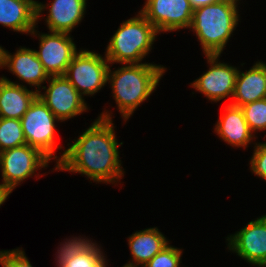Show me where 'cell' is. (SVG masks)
<instances>
[{
  "mask_svg": "<svg viewBox=\"0 0 266 267\" xmlns=\"http://www.w3.org/2000/svg\"><path fill=\"white\" fill-rule=\"evenodd\" d=\"M48 83V88L42 86L45 93L37 96L61 122L86 112L84 97L64 76H50Z\"/></svg>",
  "mask_w": 266,
  "mask_h": 267,
  "instance_id": "cell-8",
  "label": "cell"
},
{
  "mask_svg": "<svg viewBox=\"0 0 266 267\" xmlns=\"http://www.w3.org/2000/svg\"><path fill=\"white\" fill-rule=\"evenodd\" d=\"M69 35L65 32H51L38 36L39 51L35 52L49 76H64L77 53L76 45Z\"/></svg>",
  "mask_w": 266,
  "mask_h": 267,
  "instance_id": "cell-10",
  "label": "cell"
},
{
  "mask_svg": "<svg viewBox=\"0 0 266 267\" xmlns=\"http://www.w3.org/2000/svg\"><path fill=\"white\" fill-rule=\"evenodd\" d=\"M166 237L159 232L157 227L144 229L133 233L129 239V249L132 255V261L126 263L129 267H143L156 254H158L165 246L168 245ZM138 265V266H137Z\"/></svg>",
  "mask_w": 266,
  "mask_h": 267,
  "instance_id": "cell-19",
  "label": "cell"
},
{
  "mask_svg": "<svg viewBox=\"0 0 266 267\" xmlns=\"http://www.w3.org/2000/svg\"><path fill=\"white\" fill-rule=\"evenodd\" d=\"M0 264L3 267H33L23 250L0 251Z\"/></svg>",
  "mask_w": 266,
  "mask_h": 267,
  "instance_id": "cell-25",
  "label": "cell"
},
{
  "mask_svg": "<svg viewBox=\"0 0 266 267\" xmlns=\"http://www.w3.org/2000/svg\"><path fill=\"white\" fill-rule=\"evenodd\" d=\"M255 144L250 168L255 175L266 180V143Z\"/></svg>",
  "mask_w": 266,
  "mask_h": 267,
  "instance_id": "cell-26",
  "label": "cell"
},
{
  "mask_svg": "<svg viewBox=\"0 0 266 267\" xmlns=\"http://www.w3.org/2000/svg\"><path fill=\"white\" fill-rule=\"evenodd\" d=\"M4 67H7L10 72L31 87L37 86L36 92H39L41 84L50 78L39 61L35 50L25 47L18 49L14 55L2 48L1 68Z\"/></svg>",
  "mask_w": 266,
  "mask_h": 267,
  "instance_id": "cell-14",
  "label": "cell"
},
{
  "mask_svg": "<svg viewBox=\"0 0 266 267\" xmlns=\"http://www.w3.org/2000/svg\"><path fill=\"white\" fill-rule=\"evenodd\" d=\"M109 61L89 50L77 52L64 77L83 95H93L108 82Z\"/></svg>",
  "mask_w": 266,
  "mask_h": 267,
  "instance_id": "cell-5",
  "label": "cell"
},
{
  "mask_svg": "<svg viewBox=\"0 0 266 267\" xmlns=\"http://www.w3.org/2000/svg\"><path fill=\"white\" fill-rule=\"evenodd\" d=\"M139 12L159 34L189 28L193 16L189 0H146Z\"/></svg>",
  "mask_w": 266,
  "mask_h": 267,
  "instance_id": "cell-9",
  "label": "cell"
},
{
  "mask_svg": "<svg viewBox=\"0 0 266 267\" xmlns=\"http://www.w3.org/2000/svg\"><path fill=\"white\" fill-rule=\"evenodd\" d=\"M1 62H2V47L0 46V67H1Z\"/></svg>",
  "mask_w": 266,
  "mask_h": 267,
  "instance_id": "cell-29",
  "label": "cell"
},
{
  "mask_svg": "<svg viewBox=\"0 0 266 267\" xmlns=\"http://www.w3.org/2000/svg\"><path fill=\"white\" fill-rule=\"evenodd\" d=\"M110 115L104 111L61 157L55 156V169L81 173L96 183L118 182L124 175L118 151L123 142H117Z\"/></svg>",
  "mask_w": 266,
  "mask_h": 267,
  "instance_id": "cell-1",
  "label": "cell"
},
{
  "mask_svg": "<svg viewBox=\"0 0 266 267\" xmlns=\"http://www.w3.org/2000/svg\"><path fill=\"white\" fill-rule=\"evenodd\" d=\"M46 7L34 0H0V24L36 36V24Z\"/></svg>",
  "mask_w": 266,
  "mask_h": 267,
  "instance_id": "cell-13",
  "label": "cell"
},
{
  "mask_svg": "<svg viewBox=\"0 0 266 267\" xmlns=\"http://www.w3.org/2000/svg\"><path fill=\"white\" fill-rule=\"evenodd\" d=\"M86 10V0H53L46 18L50 32L69 33L81 22Z\"/></svg>",
  "mask_w": 266,
  "mask_h": 267,
  "instance_id": "cell-18",
  "label": "cell"
},
{
  "mask_svg": "<svg viewBox=\"0 0 266 267\" xmlns=\"http://www.w3.org/2000/svg\"><path fill=\"white\" fill-rule=\"evenodd\" d=\"M237 1L221 0L193 9V29L206 55H221L239 21Z\"/></svg>",
  "mask_w": 266,
  "mask_h": 267,
  "instance_id": "cell-3",
  "label": "cell"
},
{
  "mask_svg": "<svg viewBox=\"0 0 266 267\" xmlns=\"http://www.w3.org/2000/svg\"><path fill=\"white\" fill-rule=\"evenodd\" d=\"M157 34L155 27L140 12L126 20L107 45L105 56L109 64H140L151 51Z\"/></svg>",
  "mask_w": 266,
  "mask_h": 267,
  "instance_id": "cell-4",
  "label": "cell"
},
{
  "mask_svg": "<svg viewBox=\"0 0 266 267\" xmlns=\"http://www.w3.org/2000/svg\"><path fill=\"white\" fill-rule=\"evenodd\" d=\"M27 144L21 121L0 118V152Z\"/></svg>",
  "mask_w": 266,
  "mask_h": 267,
  "instance_id": "cell-20",
  "label": "cell"
},
{
  "mask_svg": "<svg viewBox=\"0 0 266 267\" xmlns=\"http://www.w3.org/2000/svg\"><path fill=\"white\" fill-rule=\"evenodd\" d=\"M210 68L191 86L204 94L209 100L219 102L233 96L238 69L226 63L218 62L219 55H206Z\"/></svg>",
  "mask_w": 266,
  "mask_h": 267,
  "instance_id": "cell-12",
  "label": "cell"
},
{
  "mask_svg": "<svg viewBox=\"0 0 266 267\" xmlns=\"http://www.w3.org/2000/svg\"><path fill=\"white\" fill-rule=\"evenodd\" d=\"M60 121L38 96L20 119L26 142L50 160L55 149H62L55 141V121Z\"/></svg>",
  "mask_w": 266,
  "mask_h": 267,
  "instance_id": "cell-6",
  "label": "cell"
},
{
  "mask_svg": "<svg viewBox=\"0 0 266 267\" xmlns=\"http://www.w3.org/2000/svg\"><path fill=\"white\" fill-rule=\"evenodd\" d=\"M165 70L151 63L126 64L113 72L109 67L108 83L124 121L153 93Z\"/></svg>",
  "mask_w": 266,
  "mask_h": 267,
  "instance_id": "cell-2",
  "label": "cell"
},
{
  "mask_svg": "<svg viewBox=\"0 0 266 267\" xmlns=\"http://www.w3.org/2000/svg\"><path fill=\"white\" fill-rule=\"evenodd\" d=\"M101 248L97 245L87 252H80L74 257H71L57 267H105L106 258L103 255Z\"/></svg>",
  "mask_w": 266,
  "mask_h": 267,
  "instance_id": "cell-22",
  "label": "cell"
},
{
  "mask_svg": "<svg viewBox=\"0 0 266 267\" xmlns=\"http://www.w3.org/2000/svg\"><path fill=\"white\" fill-rule=\"evenodd\" d=\"M224 111L215 125V132L230 146L248 147L253 137H256L251 132L241 107L229 103Z\"/></svg>",
  "mask_w": 266,
  "mask_h": 267,
  "instance_id": "cell-16",
  "label": "cell"
},
{
  "mask_svg": "<svg viewBox=\"0 0 266 267\" xmlns=\"http://www.w3.org/2000/svg\"><path fill=\"white\" fill-rule=\"evenodd\" d=\"M50 159L37 148L24 144L0 152L2 186L11 193L13 189L35 171L47 167ZM39 168V169H38Z\"/></svg>",
  "mask_w": 266,
  "mask_h": 267,
  "instance_id": "cell-7",
  "label": "cell"
},
{
  "mask_svg": "<svg viewBox=\"0 0 266 267\" xmlns=\"http://www.w3.org/2000/svg\"><path fill=\"white\" fill-rule=\"evenodd\" d=\"M38 92L15 83L5 77L0 78V118L21 119Z\"/></svg>",
  "mask_w": 266,
  "mask_h": 267,
  "instance_id": "cell-17",
  "label": "cell"
},
{
  "mask_svg": "<svg viewBox=\"0 0 266 267\" xmlns=\"http://www.w3.org/2000/svg\"><path fill=\"white\" fill-rule=\"evenodd\" d=\"M244 118L251 130H266V98L241 106Z\"/></svg>",
  "mask_w": 266,
  "mask_h": 267,
  "instance_id": "cell-21",
  "label": "cell"
},
{
  "mask_svg": "<svg viewBox=\"0 0 266 267\" xmlns=\"http://www.w3.org/2000/svg\"><path fill=\"white\" fill-rule=\"evenodd\" d=\"M181 255V249L168 244L143 267H179Z\"/></svg>",
  "mask_w": 266,
  "mask_h": 267,
  "instance_id": "cell-24",
  "label": "cell"
},
{
  "mask_svg": "<svg viewBox=\"0 0 266 267\" xmlns=\"http://www.w3.org/2000/svg\"><path fill=\"white\" fill-rule=\"evenodd\" d=\"M220 1L221 0H189V3L191 5V7L193 9H195V8H198V7H201V6L218 3Z\"/></svg>",
  "mask_w": 266,
  "mask_h": 267,
  "instance_id": "cell-27",
  "label": "cell"
},
{
  "mask_svg": "<svg viewBox=\"0 0 266 267\" xmlns=\"http://www.w3.org/2000/svg\"><path fill=\"white\" fill-rule=\"evenodd\" d=\"M60 250L58 248V256H57V266L62 263L63 261L76 256L80 252H87L91 251L96 244L92 243L91 240L88 239H81V238H74L68 239L65 243L60 245Z\"/></svg>",
  "mask_w": 266,
  "mask_h": 267,
  "instance_id": "cell-23",
  "label": "cell"
},
{
  "mask_svg": "<svg viewBox=\"0 0 266 267\" xmlns=\"http://www.w3.org/2000/svg\"><path fill=\"white\" fill-rule=\"evenodd\" d=\"M230 104L241 107L266 98V64L256 62L248 71H238Z\"/></svg>",
  "mask_w": 266,
  "mask_h": 267,
  "instance_id": "cell-15",
  "label": "cell"
},
{
  "mask_svg": "<svg viewBox=\"0 0 266 267\" xmlns=\"http://www.w3.org/2000/svg\"><path fill=\"white\" fill-rule=\"evenodd\" d=\"M10 191L6 188L3 187L0 184V206L6 201L7 197L10 195Z\"/></svg>",
  "mask_w": 266,
  "mask_h": 267,
  "instance_id": "cell-28",
  "label": "cell"
},
{
  "mask_svg": "<svg viewBox=\"0 0 266 267\" xmlns=\"http://www.w3.org/2000/svg\"><path fill=\"white\" fill-rule=\"evenodd\" d=\"M229 250L257 267H266V215L250 221L226 239Z\"/></svg>",
  "mask_w": 266,
  "mask_h": 267,
  "instance_id": "cell-11",
  "label": "cell"
}]
</instances>
